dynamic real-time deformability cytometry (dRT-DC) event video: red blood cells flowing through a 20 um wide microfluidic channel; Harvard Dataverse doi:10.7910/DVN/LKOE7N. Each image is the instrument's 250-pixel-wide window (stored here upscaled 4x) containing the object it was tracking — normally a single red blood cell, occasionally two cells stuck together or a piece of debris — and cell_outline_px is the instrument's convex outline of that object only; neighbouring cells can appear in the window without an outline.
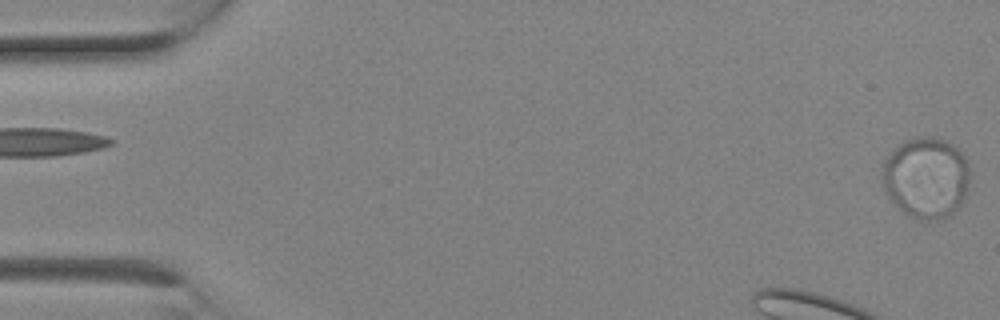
{"species": "Egyptian fruit bat (a non-hibernating species)", "species_latin": "Rousettus aegyptiacus", "temperature_condition": "room temperature", "stored_images_in_passage": 2, "camera_frame_rate_fps": 3000, "um_per_image_px": 0.085, "animal": {"sex": "female"}, "frame": {"image": 1, "passage_image": 2, "time_ms": 0.333, "image_size_px": [1000, 320], "cell_outline_px": [[972, 172], [964, 200], [948, 216], [940, 220], [920, 220], [908, 216], [888, 196], [884, 188], [880, 176], [884, 160], [904, 140], [920, 136], [924, 136], [944, 140], [952, 144], [968, 160]], "centroid_in_image_um": [78.74, 15.11], "position_along_channel_um": 6.3, "area_um2": 41.73}}